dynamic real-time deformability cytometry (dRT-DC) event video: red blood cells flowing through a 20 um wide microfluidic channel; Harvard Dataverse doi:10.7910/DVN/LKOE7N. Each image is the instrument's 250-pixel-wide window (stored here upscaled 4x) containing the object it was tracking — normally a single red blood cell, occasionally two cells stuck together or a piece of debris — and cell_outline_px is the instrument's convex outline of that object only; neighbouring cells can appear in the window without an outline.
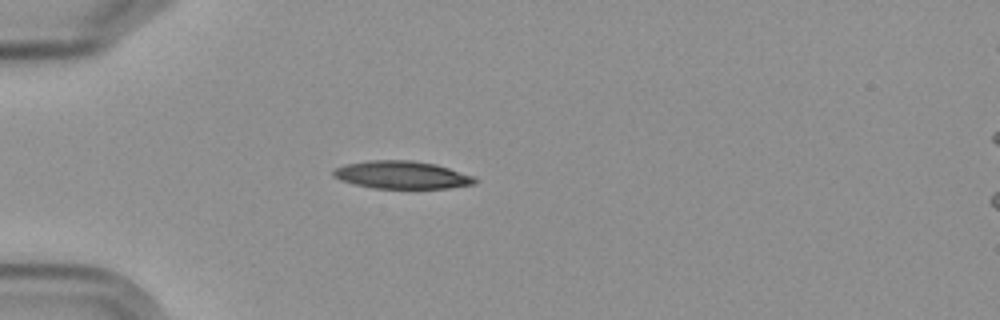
{"species": "Egyptian fruit bat (a non-hibernating species)", "species_latin": "Rousettus aegyptiacus", "temperature_condition": "cold", "stored_images_in_passage": 4, "camera_frame_rate_fps": 3000, "um_per_image_px": 0.085, "frame": {"image": 1, "passage_image": 4, "time_ms": 3.667, "image_size_px": [1000, 320], "cell_outline_px": [[476, 184], [448, 188], [372, 188], [352, 184], [340, 180], [332, 176], [332, 172], [336, 168], [344, 164], [368, 160], [412, 160], [436, 164], [472, 176], [476, 180]], "centroid_in_image_um": [34.1, 14.86], "position_along_channel_um": 50.9, "area_um2": 22.89}}